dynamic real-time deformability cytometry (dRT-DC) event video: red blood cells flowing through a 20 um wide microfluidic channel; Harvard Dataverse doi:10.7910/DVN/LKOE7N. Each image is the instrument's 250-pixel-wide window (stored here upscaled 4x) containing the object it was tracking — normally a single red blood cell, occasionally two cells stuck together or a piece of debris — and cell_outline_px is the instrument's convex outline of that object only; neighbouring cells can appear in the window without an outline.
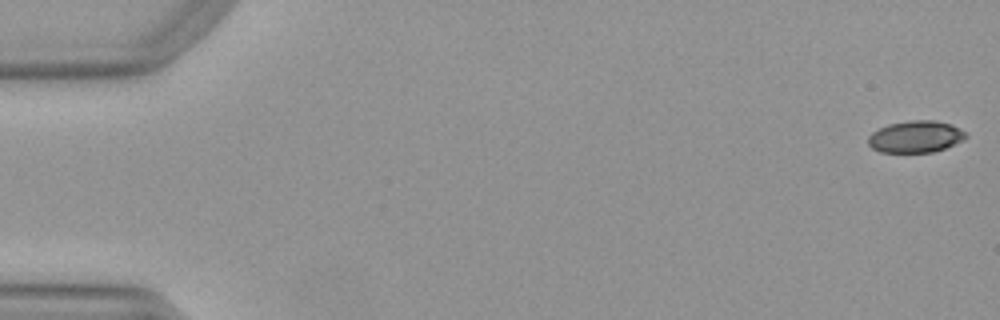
{"species": "Egyptian fruit bat (a non-hibernating species)", "species_latin": "Rousettus aegyptiacus", "temperature_condition": "warm", "stored_images_in_passage": 52, "camera_frame_rate_fps": 3000, "um_per_image_px": 0.085, "animal": {"sex": "female"}, "frame": {"image": 1, "passage_image": 1, "time_ms": 0.0, "image_size_px": [1000, 320], "cell_outline_px": [[968, 136], [964, 140], [944, 148], [932, 152], [880, 152], [872, 148], [868, 144], [868, 136], [872, 132], [888, 124], [912, 120], [936, 120], [952, 124], [964, 132]], "centroid_in_image_um": [77.82, 11.61], "position_along_channel_um": 7.2, "area_um2": 18.09}}
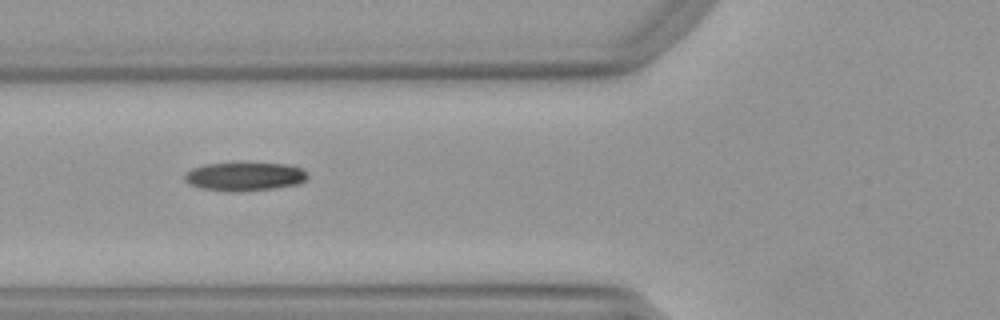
{"frame": {"image": 2, "passage_image": 20, "time_ms": 6.333, "image_size_px": [1000, 320], "cell_outline_px": [[308, 176], [300, 184], [272, 188], [236, 192], [232, 192], [200, 188], [188, 184], [184, 180], [184, 176], [192, 168], [204, 164], [240, 160], [248, 160], [284, 164], [304, 168], [308, 172]], "centroid_in_image_um": [20.79, 14.95], "position_along_channel_um": 105.0, "area_um2": 21.56}}
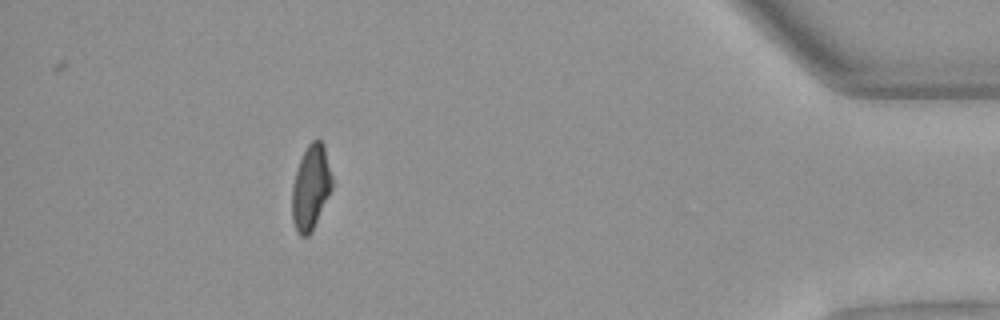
{"frame": {"image": 3, "passage_image": 47, "time_ms": 15.333, "image_size_px": [1000, 320], "cell_outline_px": [[332, 188], [312, 232], [308, 236], [300, 236], [296, 232], [292, 220], [292, 188], [296, 172], [300, 160], [308, 144], [312, 140], [320, 140], [324, 144], [332, 176]], "centroid_in_image_um": [26.41, 15.96], "position_along_channel_um": 408.8, "area_um2": 19.71}, "authors_computed_cell_mechanics": {"area_um2": 20.3456, "velocity_mm_per_s": 3.9778, "shape_relaxation_time_tau1_ms": null, "shape_relaxation_time_tau2_ms": 4.1983, "deformation_change_tau1": null, "deformation_change_tau2": 0.1368}}